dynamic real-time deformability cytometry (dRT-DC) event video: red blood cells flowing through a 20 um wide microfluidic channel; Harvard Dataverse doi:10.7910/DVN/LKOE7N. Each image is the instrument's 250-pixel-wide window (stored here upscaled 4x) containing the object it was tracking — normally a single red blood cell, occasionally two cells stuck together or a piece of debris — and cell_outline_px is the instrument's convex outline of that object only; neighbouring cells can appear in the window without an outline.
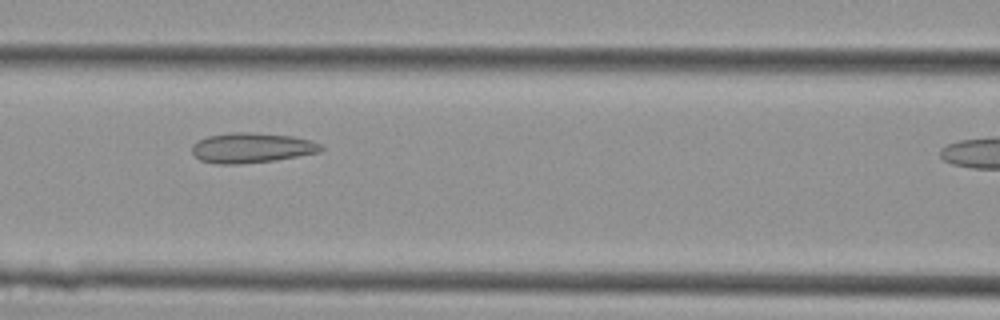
{"species": "Egyptian fruit bat (a non-hibernating species)", "species_latin": "Rousettus aegyptiacus", "temperature_condition": "cold", "stored_images_in_passage": 21, "camera_frame_rate_fps": 3000, "um_per_image_px": 0.085, "animal": {"sex": "female"}, "frame": {"image": 1, "passage_image": 15, "time_ms": 4.667, "image_size_px": [1000, 320], "cell_outline_px": [[324, 148], [320, 152], [276, 160], [236, 164], [220, 164], [200, 160], [192, 152], [192, 144], [208, 136], [232, 132], [248, 132], [292, 136], [308, 140], [320, 144]], "centroid_in_image_um": [21.39, 12.56], "position_along_channel_um": 145.2, "area_um2": 22.37}}
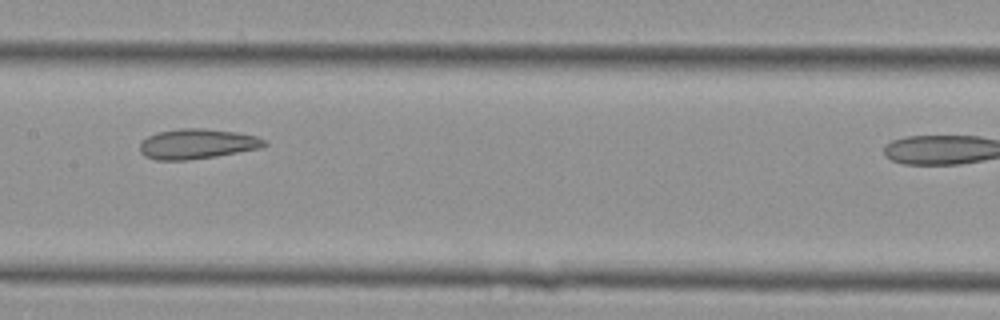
{"frame": {"image": 2, "passage_image": 18, "time_ms": 5.667, "image_size_px": [1000, 320], "cell_outline_px": [[268, 144], [264, 148], [216, 156], [188, 160], [156, 160], [144, 156], [140, 152], [140, 140], [148, 136], [160, 132], [180, 128], [204, 128], [236, 132], [256, 136], [268, 140]], "centroid_in_image_um": [16.79, 12.23], "position_along_channel_um": 190.6, "area_um2": 22.08}}